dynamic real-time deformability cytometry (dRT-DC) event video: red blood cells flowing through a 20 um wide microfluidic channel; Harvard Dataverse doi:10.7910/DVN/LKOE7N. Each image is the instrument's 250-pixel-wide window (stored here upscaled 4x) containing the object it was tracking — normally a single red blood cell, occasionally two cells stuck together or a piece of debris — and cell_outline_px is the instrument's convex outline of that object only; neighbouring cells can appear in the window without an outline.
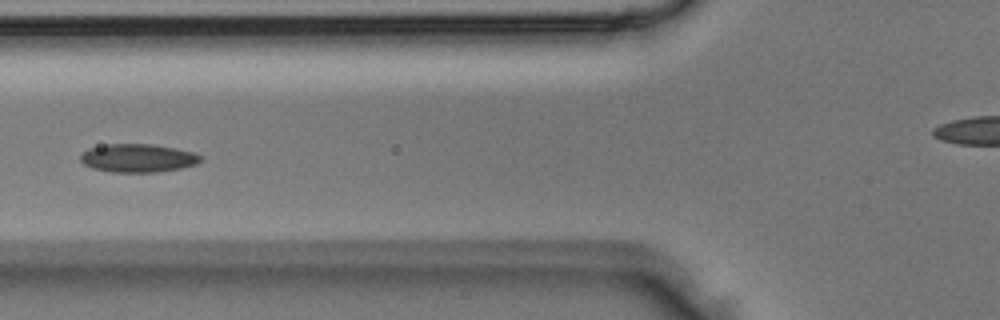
{"species": "Egyptian fruit bat (a non-hibernating species)", "species_latin": "Rousettus aegyptiacus", "temperature_condition": "room temperature", "stored_images_in_passage": 4, "camera_frame_rate_fps": 3000, "um_per_image_px": 0.085, "animal": {"sex": "male"}, "frame": {"image": 1, "passage_image": 4, "time_ms": 1.0, "image_size_px": [1000, 320], "cell_outline_px": [[200, 160], [196, 164], [180, 168], [156, 172], [112, 172], [92, 168], [84, 164], [80, 160], [80, 152], [88, 148], [108, 144], [152, 144], [176, 148], [192, 152], [200, 156]], "centroid_in_image_um": [11.66, 13.43], "position_along_channel_um": 114.1, "area_um2": 19.77}}